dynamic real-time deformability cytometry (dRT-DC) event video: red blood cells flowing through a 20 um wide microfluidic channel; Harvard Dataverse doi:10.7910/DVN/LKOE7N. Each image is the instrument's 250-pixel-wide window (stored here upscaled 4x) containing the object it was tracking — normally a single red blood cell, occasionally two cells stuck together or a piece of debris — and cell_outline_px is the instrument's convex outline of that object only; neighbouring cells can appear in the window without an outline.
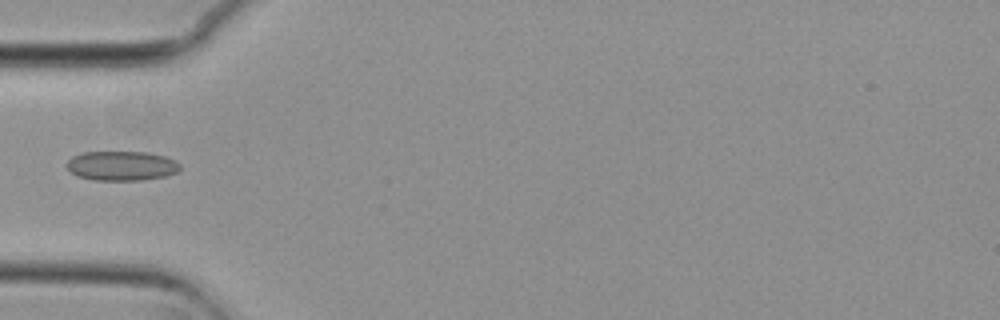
{"species": "common noctule bat (a hibernating species)", "species_latin": "Nyctalus noctula", "temperature_condition": "cold", "stored_images_in_passage": 39, "camera_frame_rate_fps": 3000, "um_per_image_px": 0.085, "animal": {"sex": "female", "body_mass_g": 29.2, "forearm_length_mm": 56.3}, "frame": {"image": 1, "passage_image": 1, "time_ms": 0.0, "image_size_px": [1000, 320], "cell_outline_px": [[180, 168], [176, 172], [164, 176], [140, 180], [96, 180], [76, 176], [68, 168], [68, 160], [72, 156], [84, 152], [148, 152], [164, 156], [176, 160], [180, 164]], "centroid_in_image_um": [10.34, 14.09], "position_along_channel_um": 74.7, "area_um2": 19.36}}
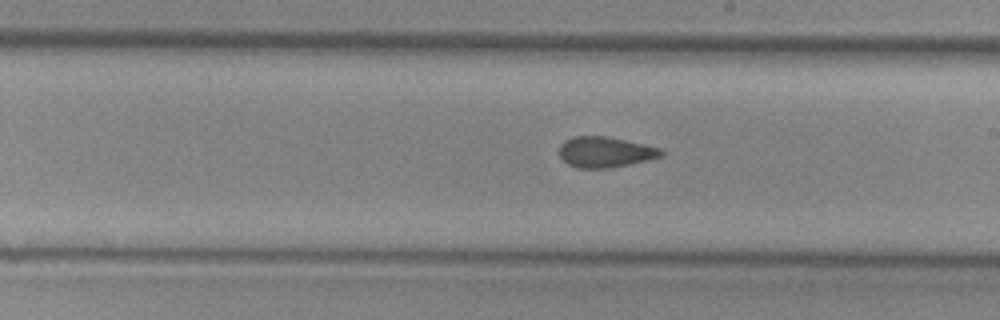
{"frame": {"image": 2, "passage_image": 14, "time_ms": 4.333, "image_size_px": [1000, 320], "cell_outline_px": [[664, 156], [648, 160], [608, 168], [576, 168], [568, 164], [560, 156], [560, 144], [564, 140], [572, 136], [604, 136], [644, 144], [660, 148], [664, 152]], "centroid_in_image_um": [51.43, 12.92], "position_along_channel_um": 237.6, "area_um2": 18.15}}
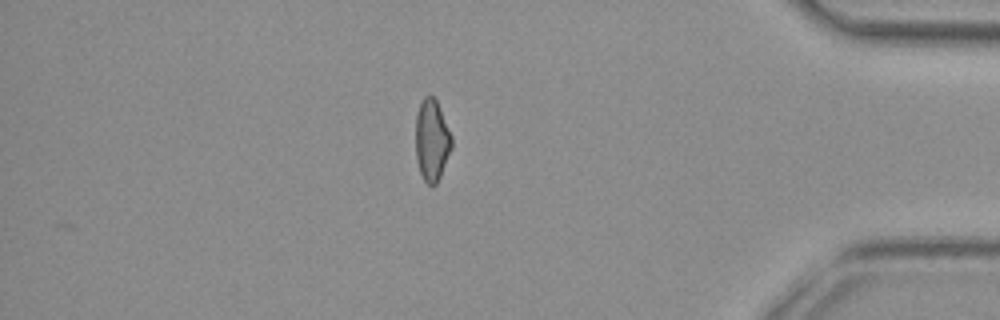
{"frame": {"image": 3, "passage_image": 30, "time_ms": 9.667, "image_size_px": [1000, 320], "cell_outline_px": [[452, 148], [440, 176], [436, 184], [432, 188], [424, 180], [420, 172], [416, 160], [416, 116], [420, 100], [424, 96], [432, 96], [436, 100], [440, 108], [452, 136]], "centroid_in_image_um": [36.7, 11.92], "position_along_channel_um": 398.5, "area_um2": 17.22}}